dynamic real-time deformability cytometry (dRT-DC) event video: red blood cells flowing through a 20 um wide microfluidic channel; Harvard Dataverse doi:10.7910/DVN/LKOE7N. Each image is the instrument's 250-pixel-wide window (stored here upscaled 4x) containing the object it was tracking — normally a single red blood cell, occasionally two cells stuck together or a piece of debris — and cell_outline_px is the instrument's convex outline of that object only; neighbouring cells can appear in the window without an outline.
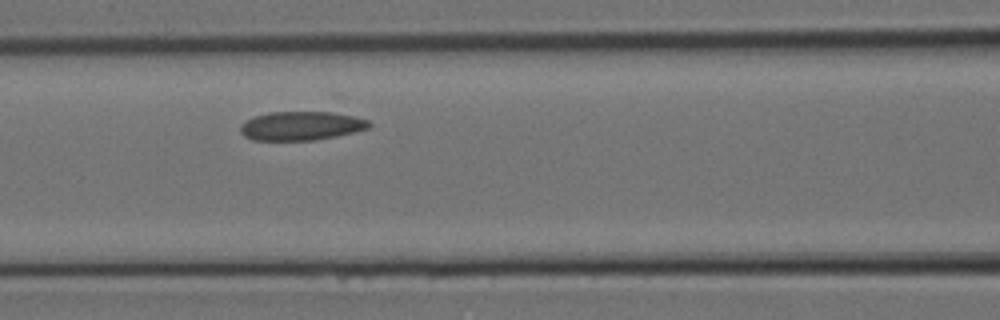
{"species": "Egyptian fruit bat (a non-hibernating species)", "species_latin": "Rousettus aegyptiacus", "temperature_condition": "room temperature", "stored_images_in_passage": 6, "segment_of_instrument_passage": [1, 2], "camera_frame_rate_fps": 3000, "um_per_image_px": 0.085, "animal": {"sex": "female"}, "frame": {"image": 1, "passage_image": 5, "time_ms": 1.333, "image_size_px": [1000, 320], "cell_outline_px": [[372, 124], [368, 128], [336, 136], [316, 140], [252, 140], [244, 136], [240, 132], [240, 124], [244, 120], [268, 112], [332, 112], [356, 116], [368, 120]], "centroid_in_image_um": [25.57, 10.69], "position_along_channel_um": 141.0, "area_um2": 21.73}}